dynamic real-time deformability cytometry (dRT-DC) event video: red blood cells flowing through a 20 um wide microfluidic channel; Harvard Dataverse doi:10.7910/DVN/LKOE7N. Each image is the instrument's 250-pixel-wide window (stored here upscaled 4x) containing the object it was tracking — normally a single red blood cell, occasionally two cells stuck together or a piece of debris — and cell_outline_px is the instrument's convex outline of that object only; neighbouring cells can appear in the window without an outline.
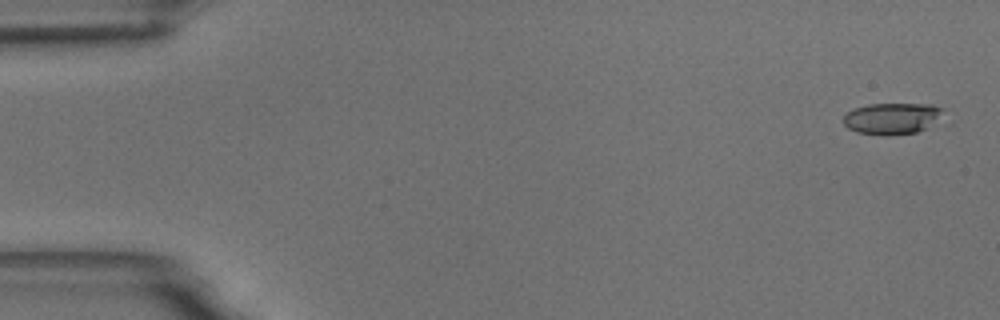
{"species": "common noctule bat (a hibernating species)", "species_latin": "Nyctalus noctula", "temperature_condition": "room temperature", "stored_images_in_passage": 56, "camera_frame_rate_fps": 3000, "um_per_image_px": 0.085, "animal": {"sex": "male", "body_mass_g": 18.8}, "frame": {"image": 1, "passage_image": 2, "time_ms": 0.333, "image_size_px": [1000, 320], "cell_outline_px": [[944, 108], [928, 128], [916, 132], [856, 132], [848, 128], [844, 124], [844, 116], [852, 108], [868, 104], [932, 104]], "centroid_in_image_um": [75.79, 10.0], "position_along_channel_um": 9.2, "area_um2": 17.28}}
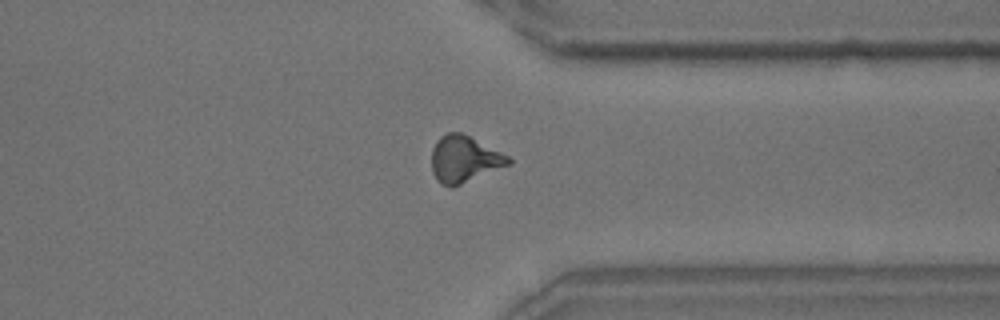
{"frame": {"image": 2, "passage_image": 43, "time_ms": 14.0, "image_size_px": [1000, 320], "cell_outline_px": [[512, 164], [452, 188], [440, 184], [436, 180], [432, 172], [432, 148], [436, 140], [440, 136], [448, 132], [460, 132], [508, 156], [512, 160]], "centroid_in_image_um": [39.43, 13.55], "position_along_channel_um": 372.0, "area_um2": 20.92}}
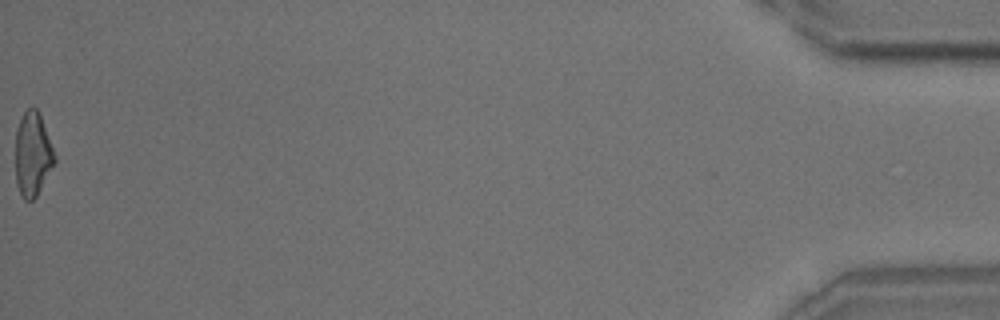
{"frame": {"image": 3, "passage_image": 56, "time_ms": 18.333, "image_size_px": [1000, 320], "cell_outline_px": [[56, 160], [36, 196], [32, 200], [24, 200], [16, 184], [16, 128], [24, 112], [28, 108], [36, 108], [40, 112], [56, 156]], "centroid_in_image_um": [2.78, 13.08], "position_along_channel_um": 432.4, "area_um2": 19.07}, "authors_computed_cell_mechanics": {"area_um2": 19.5653, "velocity_mm_per_s": 3.6535, "shape_relaxation_time_tau1_ms": 4.7545, "shape_relaxation_time_tau2_ms": 1.6423, "deformation_change_tau1": 0.1762, "deformation_change_tau2": 0.0946}}